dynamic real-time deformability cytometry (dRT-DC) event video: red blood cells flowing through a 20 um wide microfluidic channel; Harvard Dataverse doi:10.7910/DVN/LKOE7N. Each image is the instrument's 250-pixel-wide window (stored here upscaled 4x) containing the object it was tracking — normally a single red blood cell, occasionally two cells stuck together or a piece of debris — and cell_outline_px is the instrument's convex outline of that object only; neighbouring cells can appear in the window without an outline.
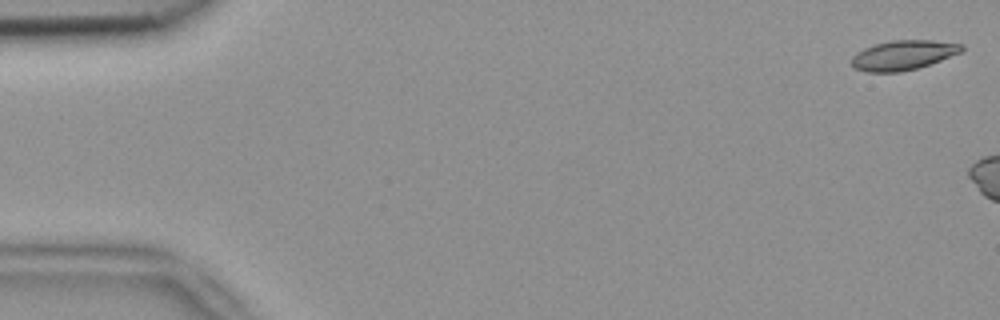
{"species": "common noctule bat (a hibernating species)", "species_latin": "Nyctalus noctula", "temperature_condition": "room temperature", "stored_images_in_passage": 3, "camera_frame_rate_fps": 3000, "um_per_image_px": 0.085, "animal": {"sex": "female", "body_mass_g": 18.4}, "frame": {"image": 1, "passage_image": 1, "time_ms": 0.0, "image_size_px": [1000, 320], "cell_outline_px": [[964, 48], [960, 52], [940, 60], [916, 68], [900, 72], [868, 72], [856, 68], [852, 64], [852, 56], [856, 52], [872, 44], [892, 40], [932, 40], [964, 44]], "centroid_in_image_um": [76.75, 4.67], "position_along_channel_um": 8.2, "area_um2": 18.9}}